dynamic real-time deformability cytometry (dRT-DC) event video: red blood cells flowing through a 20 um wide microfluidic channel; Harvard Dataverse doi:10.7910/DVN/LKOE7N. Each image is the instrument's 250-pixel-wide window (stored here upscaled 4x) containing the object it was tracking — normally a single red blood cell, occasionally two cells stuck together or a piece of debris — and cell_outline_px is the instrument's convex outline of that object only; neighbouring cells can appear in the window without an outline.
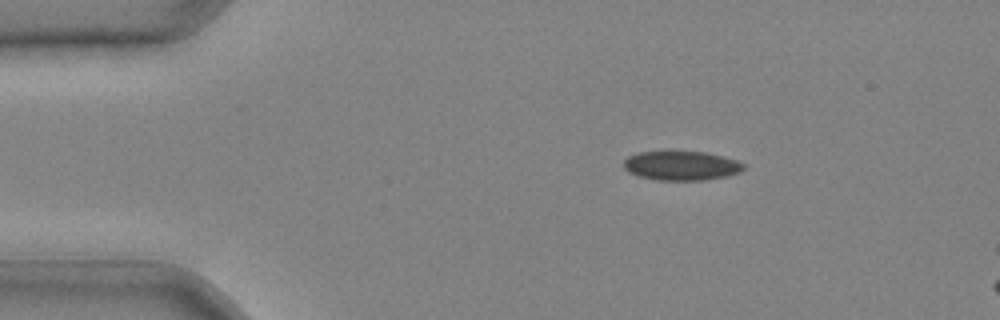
{"species": "common noctule bat (a hibernating species)", "species_latin": "Nyctalus noctula", "temperature_condition": "cold", "stored_images_in_passage": 6, "camera_frame_rate_fps": 3000, "um_per_image_px": 0.085, "animal": {"sex": "male", "body_mass_g": 20.4}, "frame": {"image": 1, "passage_image": 1, "time_ms": 0.0, "image_size_px": [1000, 320], "cell_outline_px": [[744, 168], [740, 172], [724, 176], [704, 180], [656, 180], [640, 176], [628, 172], [624, 168], [624, 160], [628, 156], [636, 152], [704, 152], [736, 160], [744, 164]], "centroid_in_image_um": [57.88, 14.08], "position_along_channel_um": 27.1, "area_um2": 20.17}}